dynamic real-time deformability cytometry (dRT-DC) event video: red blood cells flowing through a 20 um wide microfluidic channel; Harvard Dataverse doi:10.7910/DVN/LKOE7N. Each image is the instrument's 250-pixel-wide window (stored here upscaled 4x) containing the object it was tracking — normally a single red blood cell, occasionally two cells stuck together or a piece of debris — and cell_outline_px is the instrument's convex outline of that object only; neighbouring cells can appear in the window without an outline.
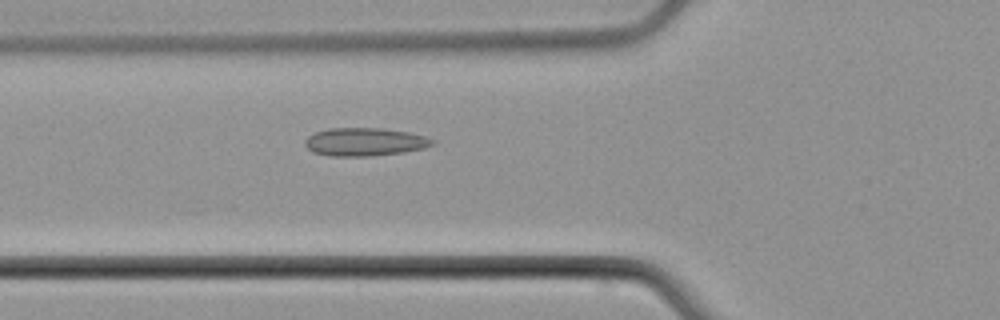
{"species": "common noctule bat (a hibernating species)", "species_latin": "Nyctalus noctula", "temperature_condition": "cold", "stored_images_in_passage": 6, "camera_frame_rate_fps": 3000, "um_per_image_px": 0.085, "animal": {"sex": "male", "body_mass_g": 21.5, "forearm_length_mm": 52.0}, "frame": {"image": 1, "passage_image": 6, "time_ms": 7.667, "image_size_px": [1000, 320], "cell_outline_px": [[436, 144], [424, 148], [404, 152], [372, 156], [332, 156], [312, 152], [304, 144], [304, 140], [308, 136], [316, 132], [328, 128], [384, 128], [408, 132], [424, 136], [436, 140]], "centroid_in_image_um": [31.02, 12.06], "position_along_channel_um": 94.8, "area_um2": 21.04}}